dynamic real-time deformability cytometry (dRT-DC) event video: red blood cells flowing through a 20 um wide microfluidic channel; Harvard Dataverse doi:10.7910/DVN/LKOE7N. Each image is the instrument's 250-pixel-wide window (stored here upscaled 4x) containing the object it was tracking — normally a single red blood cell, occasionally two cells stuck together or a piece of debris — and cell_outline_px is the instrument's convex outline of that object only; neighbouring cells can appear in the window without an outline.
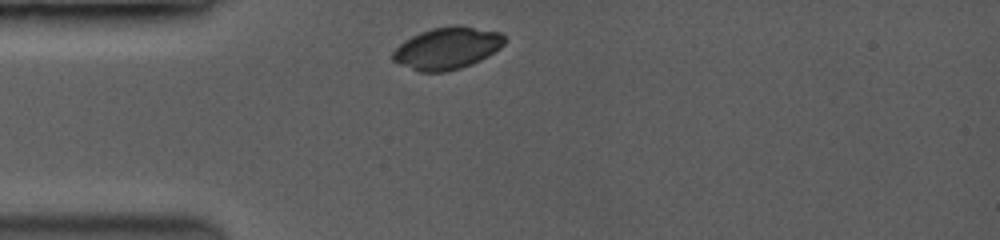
{"species": "common noctule bat (a hibernating species)", "species_latin": "Nyctalus noctula", "temperature_condition": "room temperature", "stored_images_in_passage": 30, "camera_frame_rate_fps": 3500, "um_per_image_px": 0.085, "animal": {"sex": "female", "body_mass_g": 19.0, "forearm_length_mm": 53.3}, "frame": {"image": 1, "passage_image": 1, "time_ms": 0.0, "image_size_px": [1000, 240], "cell_outline_px": [[504, 44], [500, 48], [480, 60], [460, 68], [444, 72], [420, 72], [392, 60], [392, 52], [404, 40], [420, 32], [432, 28], [452, 24], [460, 24], [500, 32], [504, 36]], "centroid_in_image_um": [38.01, 4.07], "position_along_channel_um": 47.0, "area_um2": 27.34}}
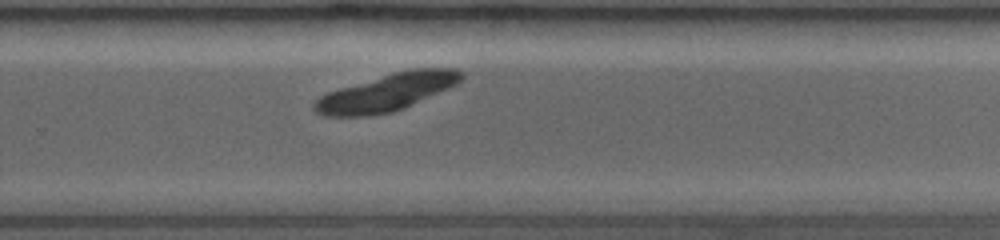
{"frame": {"image": 2, "passage_image": 17, "time_ms": 6.571, "image_size_px": [1000, 240], "cell_outline_px": [[464, 76], [456, 84], [448, 88], [392, 112], [368, 116], [324, 116], [316, 112], [312, 108], [312, 104], [320, 96], [328, 92], [340, 88], [392, 72], [412, 68], [452, 68], [464, 72]], "centroid_in_image_um": [32.85, 7.84], "position_along_channel_um": 297.0, "area_um2": 31.56}}
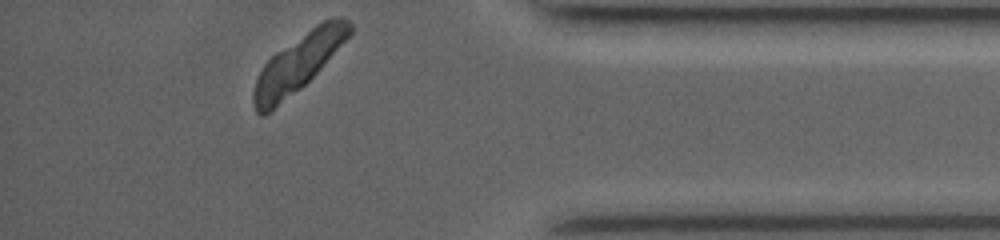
{"frame": {"image": 3, "passage_image": 29, "time_ms": 9.714, "image_size_px": [1000, 240], "cell_outline_px": [[352, 32], [320, 68], [300, 88], [264, 116], [260, 116], [256, 112], [252, 100], [252, 92], [256, 80], [264, 64], [276, 52], [324, 20], [348, 20], [352, 24]], "centroid_in_image_um": [25.27, 5.42], "position_along_channel_um": 409.9, "area_um2": 30.81}}